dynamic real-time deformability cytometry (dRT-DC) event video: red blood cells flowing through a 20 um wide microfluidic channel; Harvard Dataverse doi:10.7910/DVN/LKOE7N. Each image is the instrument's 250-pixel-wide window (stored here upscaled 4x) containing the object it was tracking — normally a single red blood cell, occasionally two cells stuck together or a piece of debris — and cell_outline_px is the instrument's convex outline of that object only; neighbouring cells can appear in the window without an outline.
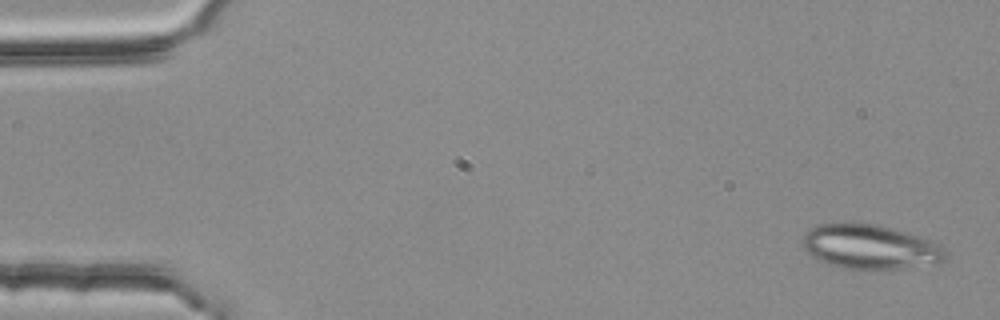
{"species": "common noctule bat (a hibernating species)", "species_latin": "Nyctalus noctula", "temperature_condition": "room temperature", "stored_images_in_passage": 5, "camera_frame_rate_fps": 3000, "um_per_image_px": 0.085, "animal": {"sex": "female", "body_mass_g": 25.1}, "frame": {"image": 1, "passage_image": 1, "time_ms": 0.0, "image_size_px": [1000, 320], "cell_outline_px": [[948, 256], [944, 260], [936, 264], [900, 268], [844, 268], [816, 260], [804, 248], [800, 240], [816, 224], [852, 220], [876, 224], [892, 228], [940, 244]], "centroid_in_image_um": [73.91, 20.94], "position_along_channel_um": 11.1, "area_um2": 37.22}}